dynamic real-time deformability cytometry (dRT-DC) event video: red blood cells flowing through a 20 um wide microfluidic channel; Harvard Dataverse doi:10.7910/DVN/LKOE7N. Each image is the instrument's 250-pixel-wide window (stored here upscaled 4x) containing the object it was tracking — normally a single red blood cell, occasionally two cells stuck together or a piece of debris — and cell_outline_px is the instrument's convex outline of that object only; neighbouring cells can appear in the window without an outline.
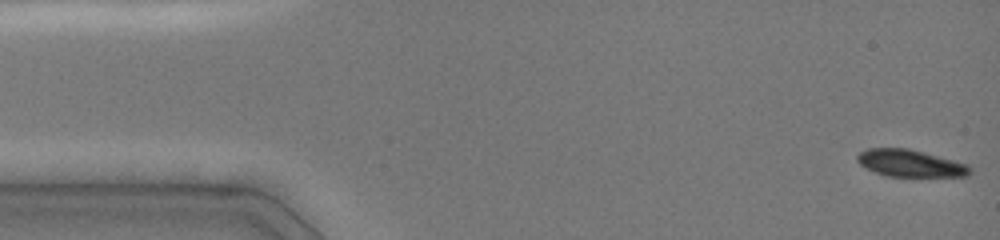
{"species": "common noctule bat (a hibernating species)", "species_latin": "Nyctalus noctula", "temperature_condition": "cold", "stored_images_in_passage": 36, "camera_frame_rate_fps": 3000, "um_per_image_px": 0.085, "animal": {"sex": "female", "body_mass_g": 19.0, "forearm_length_mm": 51.5}, "frame": {"image": 1, "passage_image": 1, "time_ms": 0.0, "image_size_px": [1000, 240], "cell_outline_px": [[972, 172], [968, 176], [888, 176], [876, 172], [860, 164], [856, 160], [856, 156], [860, 152], [868, 148], [908, 148], [924, 152], [968, 164], [972, 168]], "centroid_in_image_um": [77.4, 13.87], "position_along_channel_um": 7.6, "area_um2": 17.69}}
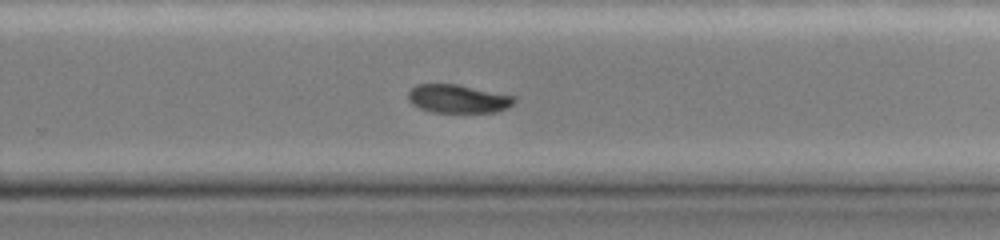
{"frame": {"image": 2, "passage_image": 25, "time_ms": 10.0, "image_size_px": [1000, 240], "cell_outline_px": [[516, 100], [508, 108], [496, 112], [432, 112], [420, 108], [412, 104], [408, 100], [408, 92], [416, 84], [456, 84], [516, 96]], "centroid_in_image_um": [38.93, 8.39], "position_along_channel_um": 290.9, "area_um2": 17.57}}
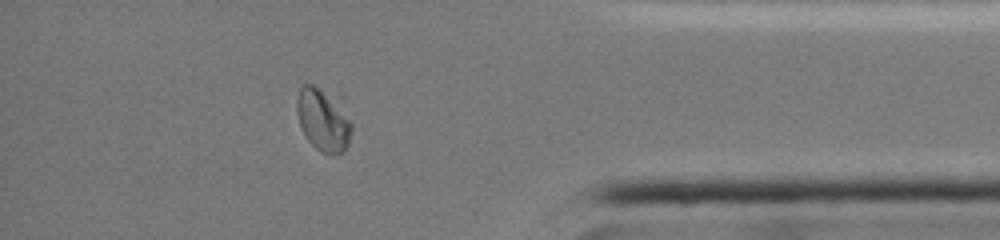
{"frame": {"image": 3, "passage_image": 32, "time_ms": 13.333, "image_size_px": [1000, 240], "cell_outline_px": [[352, 132], [348, 144], [344, 152], [320, 152], [308, 140], [300, 124], [296, 112], [296, 100], [300, 88], [304, 84], [312, 84], [344, 92], [352, 124]], "centroid_in_image_um": [27.57, 10.0], "position_along_channel_um": 407.6, "area_um2": 21.68}}